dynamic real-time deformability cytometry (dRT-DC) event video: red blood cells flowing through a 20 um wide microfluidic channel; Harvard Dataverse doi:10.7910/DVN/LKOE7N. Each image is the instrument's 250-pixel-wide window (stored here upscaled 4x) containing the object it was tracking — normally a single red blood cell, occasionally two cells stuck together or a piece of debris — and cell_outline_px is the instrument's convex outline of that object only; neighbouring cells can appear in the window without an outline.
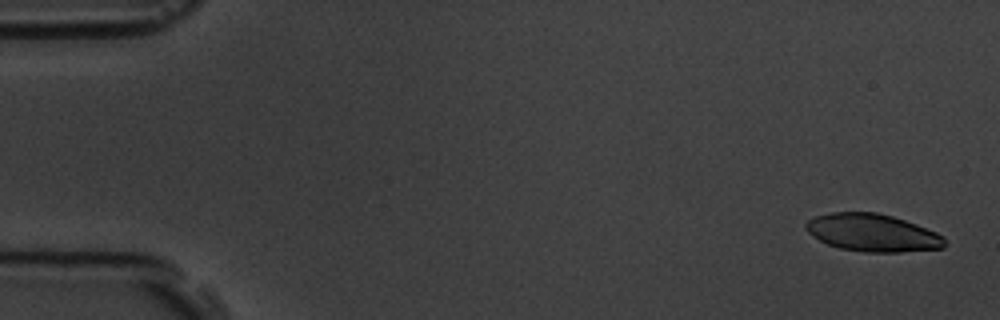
{"species": "common noctule bat (a hibernating species)", "species_latin": "Nyctalus noctula", "temperature_condition": "room temperature", "stored_images_in_passage": 6, "camera_frame_rate_fps": 3000, "um_per_image_px": 0.085, "animal": {"sex": "male", "body_mass_g": 19.5, "forearm_length_mm": 54.6}, "frame": {"image": 1, "passage_image": 1, "time_ms": 0.0, "image_size_px": [1000, 320], "cell_outline_px": [[944, 248], [900, 252], [864, 252], [840, 248], [828, 244], [820, 240], [808, 232], [804, 228], [804, 224], [808, 220], [816, 216], [832, 212], [876, 212], [892, 216], [916, 224], [936, 232], [944, 236]], "centroid_in_image_um": [74.15, 19.78], "position_along_channel_um": 10.8, "area_um2": 30.29}}